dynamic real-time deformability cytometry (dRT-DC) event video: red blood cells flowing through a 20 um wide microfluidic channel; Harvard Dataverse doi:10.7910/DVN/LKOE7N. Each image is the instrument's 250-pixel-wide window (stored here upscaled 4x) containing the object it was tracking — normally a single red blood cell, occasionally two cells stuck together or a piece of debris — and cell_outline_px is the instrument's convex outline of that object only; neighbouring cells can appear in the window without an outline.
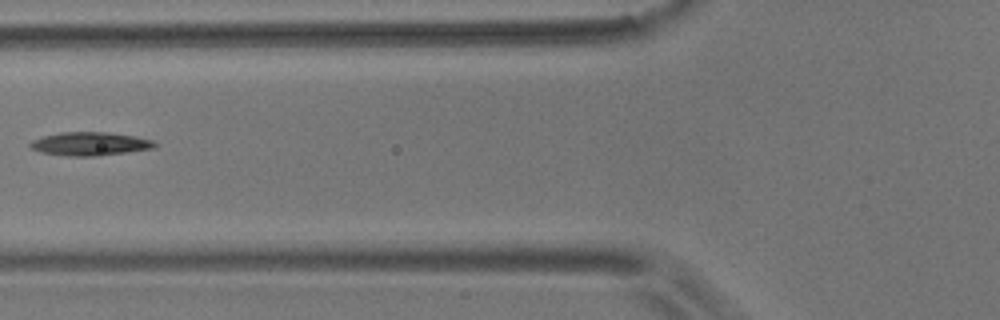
{"species": "common noctule bat (a hibernating species)", "species_latin": "Nyctalus noctula", "temperature_condition": "room temperature", "stored_images_in_passage": 6, "camera_frame_rate_fps": 3000, "um_per_image_px": 0.085, "animal": {"sex": "male", "body_mass_g": 17.9}, "frame": {"image": 1, "passage_image": 3, "time_ms": 2.667, "image_size_px": [1000, 320], "cell_outline_px": [[160, 144], [156, 148], [100, 156], [64, 156], [40, 152], [28, 148], [28, 144], [32, 140], [44, 136], [60, 132], [108, 132], [136, 136], [152, 140]], "centroid_in_image_um": [7.66, 12.23], "position_along_channel_um": 118.1, "area_um2": 17.4}}
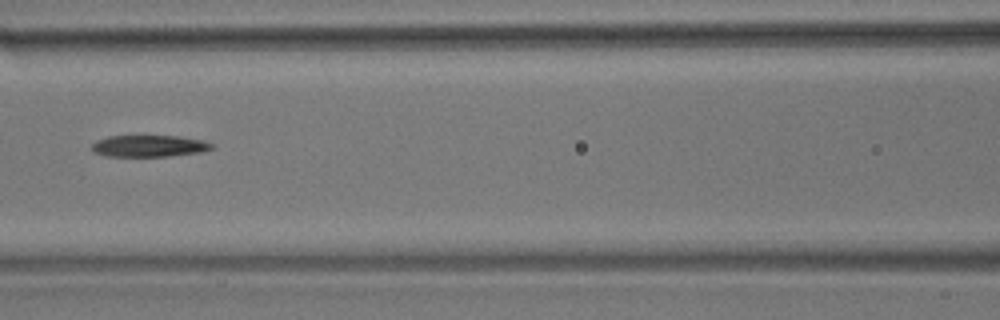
{"frame": {"image": 2, "passage_image": 4, "time_ms": 3.667, "image_size_px": [1000, 320], "cell_outline_px": [[212, 148], [200, 152], [168, 156], [108, 156], [92, 152], [92, 144], [96, 140], [108, 136], [176, 136], [200, 140], [212, 144]], "centroid_in_image_um": [12.6, 12.41], "position_along_channel_um": 154.0, "area_um2": 14.91}}
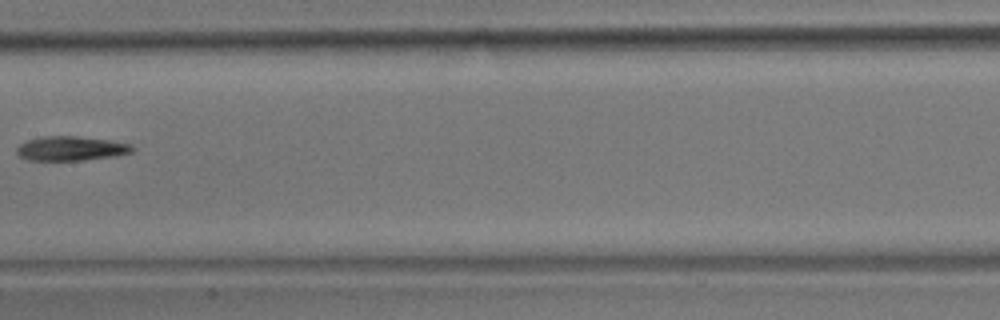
{"frame": {"image": 3, "passage_image": 5, "time_ms": 5.0, "image_size_px": [1000, 320], "cell_outline_px": [[136, 148], [132, 152], [116, 156], [84, 160], [28, 160], [20, 156], [16, 152], [16, 148], [20, 144], [28, 140], [44, 136], [76, 136], [112, 140], [132, 144]], "centroid_in_image_um": [6.08, 12.62], "position_along_channel_um": 201.3, "area_um2": 16.53}}